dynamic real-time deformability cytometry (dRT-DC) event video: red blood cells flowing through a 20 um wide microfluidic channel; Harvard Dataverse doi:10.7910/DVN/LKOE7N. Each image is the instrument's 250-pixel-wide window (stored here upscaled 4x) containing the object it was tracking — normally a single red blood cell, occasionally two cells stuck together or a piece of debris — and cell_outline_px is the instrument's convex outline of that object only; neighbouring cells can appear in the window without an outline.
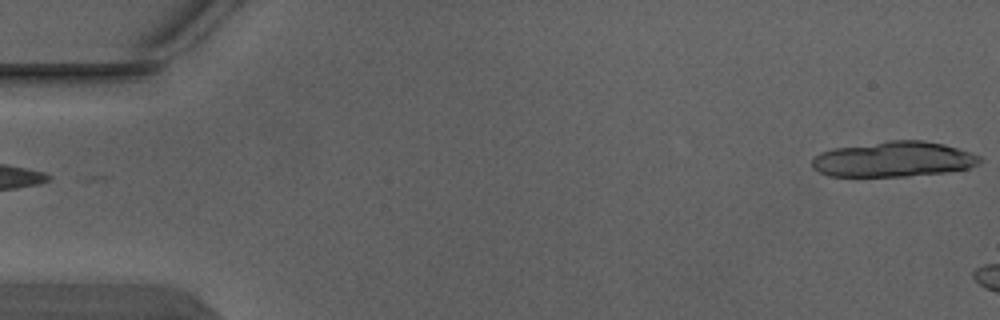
{"species": "Egyptian fruit bat (a non-hibernating species)", "species_latin": "Rousettus aegyptiacus", "temperature_condition": "warm", "stored_images_in_passage": 3, "camera_frame_rate_fps": 3000, "um_per_image_px": 0.085, "animal": {"sex": "male"}, "frame": {"image": 1, "passage_image": 1, "time_ms": 0.0, "image_size_px": [1000, 320], "cell_outline_px": [[984, 160], [980, 164], [968, 168], [944, 172], [908, 176], [828, 176], [812, 168], [812, 160], [820, 152], [832, 148], [888, 140], [924, 140], [944, 144], [980, 156]], "centroid_in_image_um": [75.94, 13.53], "position_along_channel_um": 9.1, "area_um2": 34.62}}